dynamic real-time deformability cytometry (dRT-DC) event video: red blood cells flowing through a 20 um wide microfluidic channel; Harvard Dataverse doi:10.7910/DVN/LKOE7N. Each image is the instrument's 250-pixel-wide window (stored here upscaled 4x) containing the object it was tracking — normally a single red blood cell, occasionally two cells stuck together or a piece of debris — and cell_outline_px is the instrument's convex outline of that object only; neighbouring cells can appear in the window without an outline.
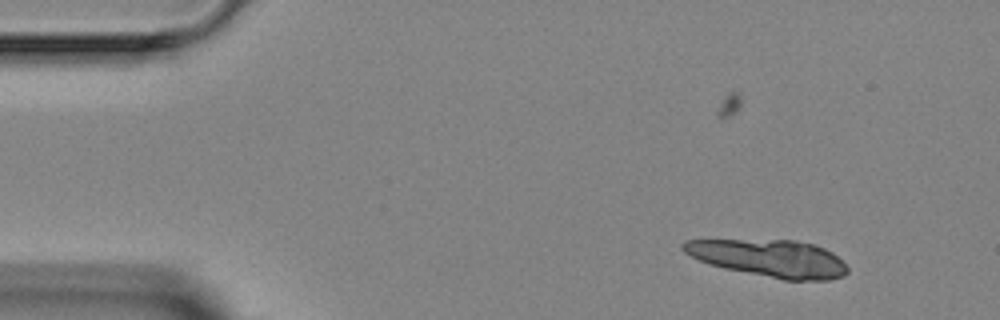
{"species": "Egyptian fruit bat (a non-hibernating species)", "species_latin": "Rousettus aegyptiacus", "temperature_condition": "room temperature", "stored_images_in_passage": 3, "camera_frame_rate_fps": 3000, "um_per_image_px": 0.085, "animal": {"sex": "female"}, "frame": {"image": 1, "passage_image": 1, "time_ms": 0.0, "image_size_px": [1000, 320], "cell_outline_px": [[848, 272], [844, 276], [828, 280], [784, 280], [724, 268], [708, 264], [684, 252], [680, 248], [680, 244], [684, 240], [796, 240], [816, 244], [832, 252], [848, 268]], "centroid_in_image_um": [65.39, 21.95], "position_along_channel_um": 19.6, "area_um2": 35.66}}